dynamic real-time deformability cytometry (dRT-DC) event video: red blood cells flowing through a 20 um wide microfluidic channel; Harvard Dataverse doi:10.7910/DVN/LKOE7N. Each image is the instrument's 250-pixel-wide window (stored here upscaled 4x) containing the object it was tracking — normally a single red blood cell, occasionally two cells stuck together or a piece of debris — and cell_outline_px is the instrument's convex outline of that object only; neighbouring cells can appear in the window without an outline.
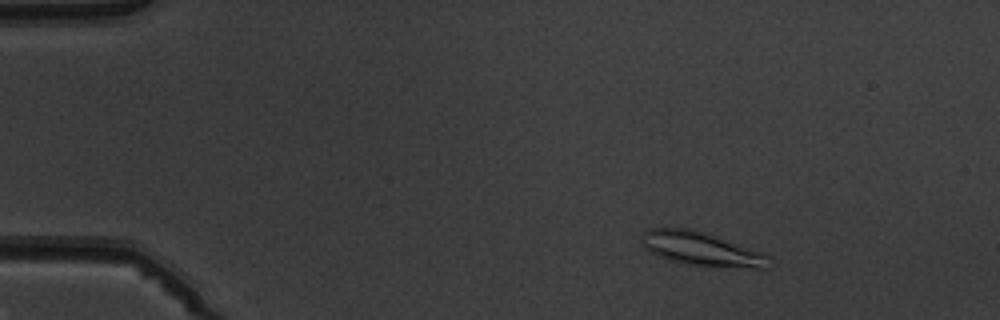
{"species": "common noctule bat (a hibernating species)", "species_latin": "Nyctalus noctula", "temperature_condition": "warm", "stored_images_in_passage": 5, "camera_frame_rate_fps": 3000, "um_per_image_px": 0.085, "animal": {"sex": "male", "body_mass_g": 19.5, "forearm_length_mm": 54.6}, "frame": {"image": 1, "passage_image": 2, "time_ms": 1.0, "image_size_px": [1000, 320], "cell_outline_px": [[768, 268], [752, 268], [692, 264], [672, 260], [660, 256], [644, 248], [640, 240], [640, 236], [648, 228], [692, 228], [764, 252], [768, 256]], "centroid_in_image_um": [59.6, 21.12], "position_along_channel_um": 25.4, "area_um2": 24.62}}